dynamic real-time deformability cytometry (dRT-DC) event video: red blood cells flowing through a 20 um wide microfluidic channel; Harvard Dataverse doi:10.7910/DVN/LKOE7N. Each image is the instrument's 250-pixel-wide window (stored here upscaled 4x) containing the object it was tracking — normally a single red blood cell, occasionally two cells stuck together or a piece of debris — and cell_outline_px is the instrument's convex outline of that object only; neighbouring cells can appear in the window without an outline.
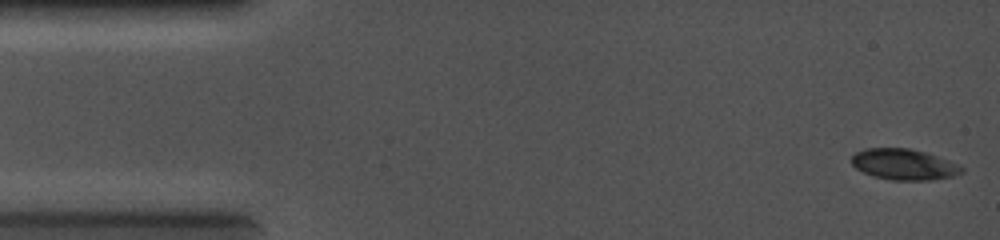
{"species": "common noctule bat (a hibernating species)", "species_latin": "Nyctalus noctula", "temperature_condition": "cold", "stored_images_in_passage": 4, "camera_frame_rate_fps": 5000, "um_per_image_px": 0.085, "animal": {"sex": "female", "body_mass_g": 19.0, "forearm_length_mm": 56.7}, "frame": {"image": 1, "passage_image": 1, "time_ms": 0.0, "image_size_px": [1000, 240], "cell_outline_px": [[964, 172], [952, 176], [932, 180], [892, 180], [872, 176], [856, 168], [852, 164], [852, 156], [856, 152], [864, 148], [908, 148], [924, 152], [936, 156], [956, 164], [964, 168]], "centroid_in_image_um": [76.81, 13.98], "position_along_channel_um": 8.2, "area_um2": 19.65}}